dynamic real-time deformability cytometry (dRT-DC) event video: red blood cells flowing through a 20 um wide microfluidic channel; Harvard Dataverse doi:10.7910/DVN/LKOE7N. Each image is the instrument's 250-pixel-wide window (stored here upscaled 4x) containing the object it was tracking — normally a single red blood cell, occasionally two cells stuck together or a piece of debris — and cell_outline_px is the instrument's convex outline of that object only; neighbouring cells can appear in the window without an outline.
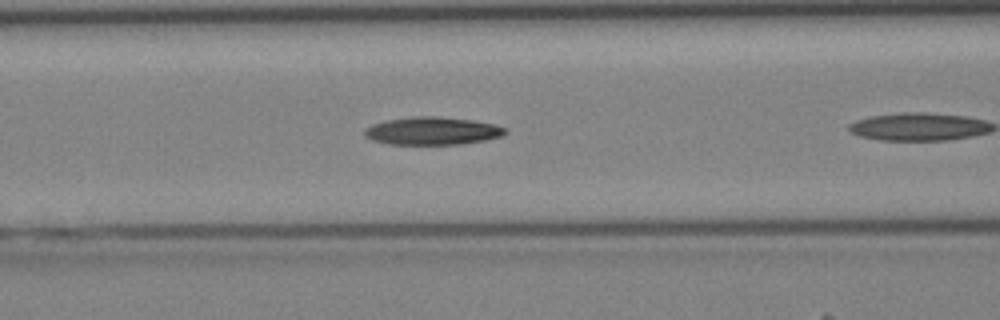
{"species": "Egyptian fruit bat (a non-hibernating species)", "species_latin": "Rousettus aegyptiacus", "temperature_condition": "cold", "stored_images_in_passage": 8, "camera_frame_rate_fps": 3000, "um_per_image_px": 0.085, "animal": {"sex": "female"}, "frame": {"image": 1, "passage_image": 5, "time_ms": 1.333, "image_size_px": [1000, 320], "cell_outline_px": [[508, 132], [500, 136], [484, 140], [464, 144], [388, 144], [372, 140], [364, 136], [364, 128], [372, 124], [388, 120], [412, 116], [436, 116], [472, 120], [496, 124], [508, 128]], "centroid_in_image_um": [36.76, 11.12], "position_along_channel_um": 129.8, "area_um2": 22.95}}
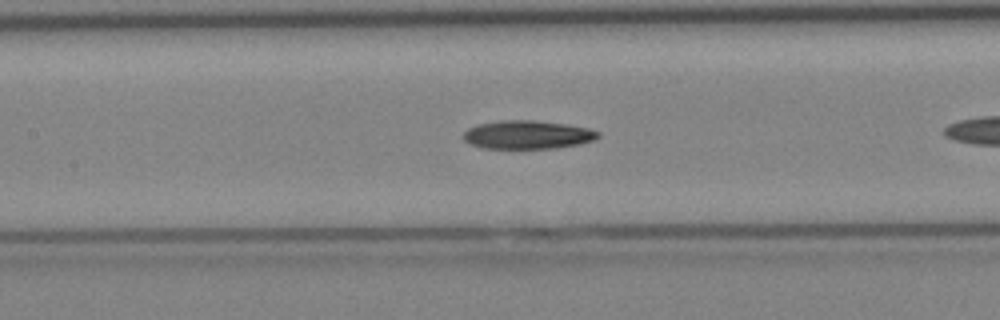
{"frame": {"image": 2, "passage_image": 7, "time_ms": 2.0, "image_size_px": [1000, 320], "cell_outline_px": [[600, 136], [596, 140], [556, 148], [480, 148], [464, 140], [464, 132], [468, 128], [480, 124], [500, 120], [532, 120], [564, 124], [588, 128], [600, 132]], "centroid_in_image_um": [44.85, 11.45], "position_along_channel_um": 162.6, "area_um2": 22.14}}